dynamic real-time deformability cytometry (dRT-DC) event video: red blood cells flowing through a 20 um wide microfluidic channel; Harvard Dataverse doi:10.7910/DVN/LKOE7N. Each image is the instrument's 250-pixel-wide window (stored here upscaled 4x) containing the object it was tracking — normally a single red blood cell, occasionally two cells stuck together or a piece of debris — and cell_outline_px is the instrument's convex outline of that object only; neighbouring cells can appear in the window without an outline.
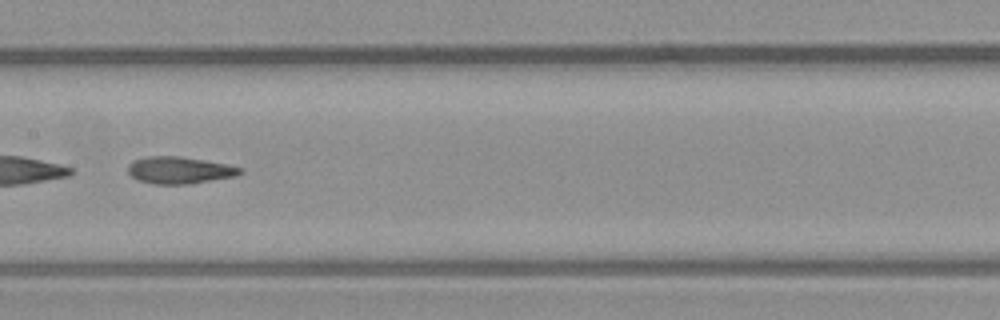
{"species": "common noctule bat (a hibernating species)", "species_latin": "Nyctalus noctula", "temperature_condition": "warm", "stored_images_in_passage": 38, "camera_frame_rate_fps": 3000, "um_per_image_px": 0.085, "animal": {"sex": "male", "body_mass_g": 23.1, "forearm_length_mm": 52.7}, "frame": {"image": 1, "passage_image": 12, "time_ms": 3.667, "image_size_px": [1000, 320], "cell_outline_px": [[244, 172], [236, 176], [188, 184], [152, 184], [136, 180], [128, 172], [128, 164], [132, 160], [148, 156], [180, 156], [204, 160], [244, 168]], "centroid_in_image_um": [15.23, 14.47], "position_along_channel_um": 192.2, "area_um2": 17.74}}